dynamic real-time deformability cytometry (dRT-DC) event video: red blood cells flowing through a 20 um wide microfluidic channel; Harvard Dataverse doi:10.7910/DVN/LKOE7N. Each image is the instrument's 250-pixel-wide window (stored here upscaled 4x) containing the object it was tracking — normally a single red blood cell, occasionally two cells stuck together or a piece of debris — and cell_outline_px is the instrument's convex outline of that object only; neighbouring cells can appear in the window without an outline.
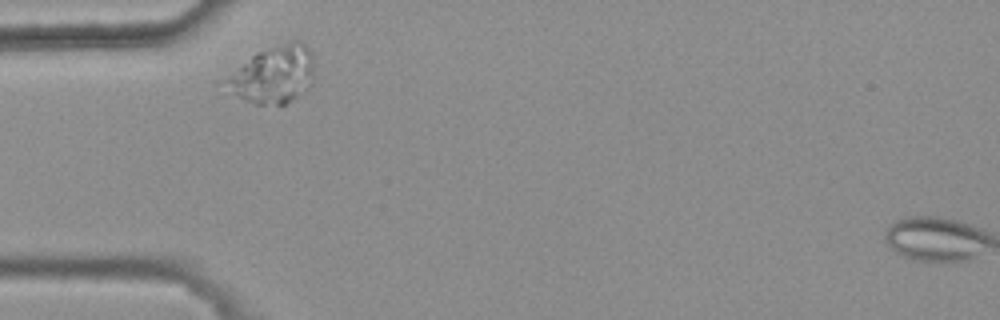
{"species": "common noctule bat (a hibernating species)", "species_latin": "Nyctalus noctula", "temperature_condition": "warm", "stored_images_in_passage": 2, "camera_frame_rate_fps": 3000, "um_per_image_px": 0.085, "animal": {"sex": "female", "body_mass_g": 25.1}, "frame": {"image": 1, "passage_image": 1, "time_ms": 0.0, "image_size_px": [1000, 320], "cell_outline_px": [[312, 76], [296, 96], [284, 104], [256, 104], [244, 100], [236, 96], [228, 80], [228, 76], [256, 52], [292, 40], [300, 40], [308, 48], [312, 56]], "centroid_in_image_um": [23.24, 6.3], "position_along_channel_um": 61.8, "area_um2": 27.98}}
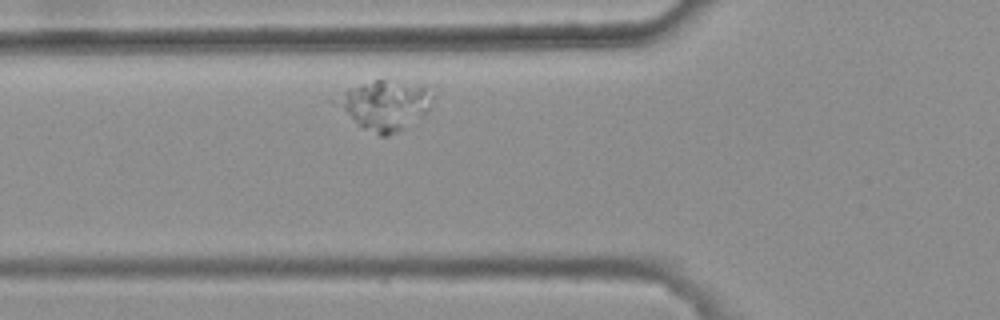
{"frame": {"image": 2, "passage_image": 2, "time_ms": 0.333, "image_size_px": [1000, 320], "cell_outline_px": [[432, 96], [428, 108], [404, 128], [388, 136], [380, 136], [364, 128], [332, 104], [328, 100], [348, 88], [376, 80], [384, 80], [428, 84]], "centroid_in_image_um": [32.64, 8.89], "position_along_channel_um": 93.2, "area_um2": 27.69}}